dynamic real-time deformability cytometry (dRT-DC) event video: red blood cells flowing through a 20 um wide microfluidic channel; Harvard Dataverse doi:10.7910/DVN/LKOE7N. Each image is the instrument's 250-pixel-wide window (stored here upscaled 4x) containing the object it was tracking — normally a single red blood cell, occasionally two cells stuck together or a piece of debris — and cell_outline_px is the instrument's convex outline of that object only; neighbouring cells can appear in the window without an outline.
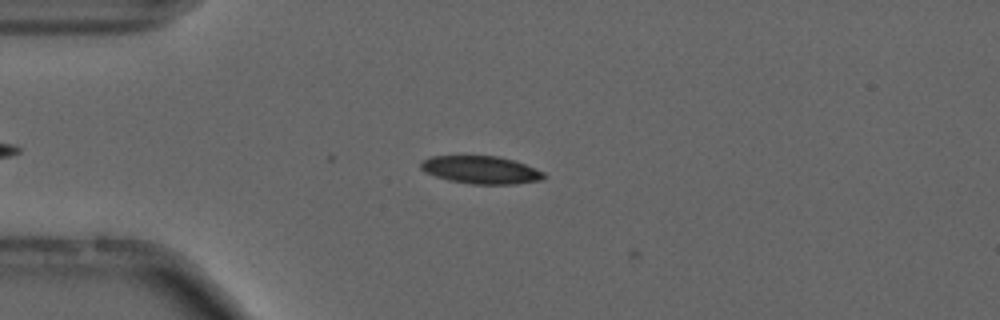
{"species": "common noctule bat (a hibernating species)", "species_latin": "Nyctalus noctula", "temperature_condition": "cold", "stored_images_in_passage": 3, "camera_frame_rate_fps": 3000, "um_per_image_px": 0.085, "animal": {"sex": "male", "forearm_length_mm": 52.5}, "frame": {"image": 1, "passage_image": 2, "time_ms": 0.333, "image_size_px": [1000, 320], "cell_outline_px": [[548, 176], [540, 180], [516, 184], [472, 184], [448, 180], [424, 172], [420, 168], [420, 164], [424, 160], [432, 156], [500, 156], [524, 164], [544, 172]], "centroid_in_image_um": [40.89, 14.44], "position_along_channel_um": 44.1, "area_um2": 19.83}}